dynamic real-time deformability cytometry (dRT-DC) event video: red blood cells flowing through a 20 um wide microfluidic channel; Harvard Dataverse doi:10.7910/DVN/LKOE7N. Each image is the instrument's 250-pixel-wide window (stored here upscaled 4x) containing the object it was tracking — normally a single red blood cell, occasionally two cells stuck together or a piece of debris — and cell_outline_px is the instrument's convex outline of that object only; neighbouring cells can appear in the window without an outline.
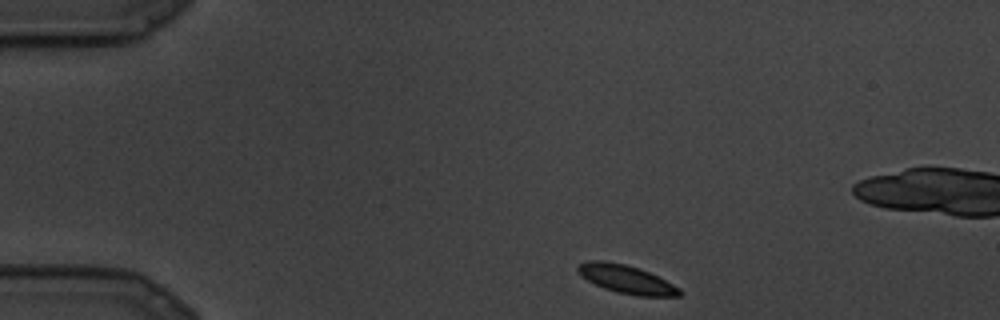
{"species": "common noctule bat (a hibernating species)", "species_latin": "Nyctalus noctula", "temperature_condition": "cold", "stored_images_in_passage": 7, "camera_frame_rate_fps": 3000, "um_per_image_px": 0.085, "animal": {"sex": "male", "body_mass_g": 19.5, "forearm_length_mm": 54.6}, "frame": {"image": 1, "passage_image": 1, "time_ms": 0.0, "image_size_px": [1000, 320], "cell_outline_px": [[684, 292], [680, 296], [636, 296], [616, 292], [604, 288], [580, 276], [576, 268], [580, 264], [588, 260], [604, 260], [624, 264], [640, 268], [680, 288]], "centroid_in_image_um": [53.24, 23.74], "position_along_channel_um": 31.8, "area_um2": 16.76}}
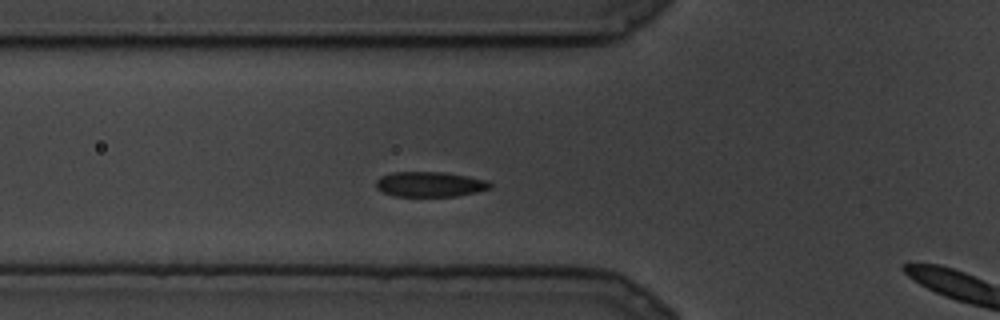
{"frame": {"image": 2, "passage_image": 6, "time_ms": 1.667, "image_size_px": [1000, 320], "cell_outline_px": [[492, 188], [476, 192], [456, 196], [396, 196], [384, 192], [376, 188], [376, 180], [380, 176], [392, 172], [444, 172], [468, 176], [488, 180], [492, 184]], "centroid_in_image_um": [36.56, 15.65], "position_along_channel_um": 89.2, "area_um2": 16.76}}